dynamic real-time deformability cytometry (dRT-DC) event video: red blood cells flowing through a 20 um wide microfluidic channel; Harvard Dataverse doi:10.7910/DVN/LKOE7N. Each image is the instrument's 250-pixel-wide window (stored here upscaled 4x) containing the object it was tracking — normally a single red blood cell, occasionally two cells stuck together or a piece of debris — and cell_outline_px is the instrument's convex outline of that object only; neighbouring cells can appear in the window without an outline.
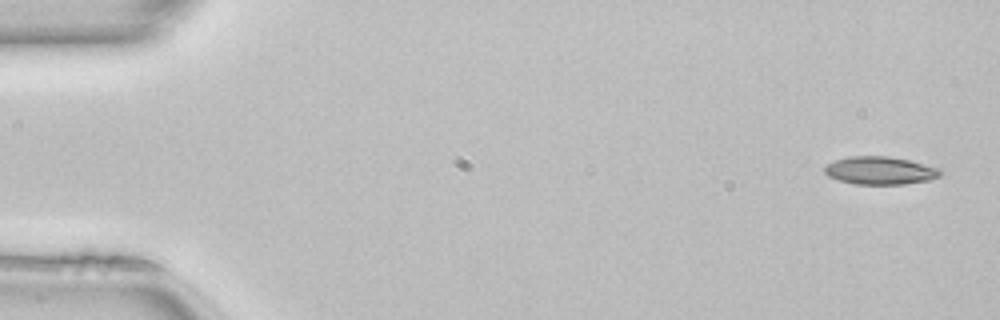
{"species": "common noctule bat (a hibernating species)", "species_latin": "Nyctalus noctula", "temperature_condition": "room temperature", "stored_images_in_passage": 49, "camera_frame_rate_fps": 3000, "um_per_image_px": 0.085, "animal": {"sex": "female", "body_mass_g": 22.7, "forearm_length_mm": 54.2}, "frame": {"image": 1, "passage_image": 1, "time_ms": 0.0, "image_size_px": [1000, 320], "cell_outline_px": [[944, 172], [940, 176], [928, 180], [904, 184], [856, 184], [840, 180], [828, 176], [824, 172], [824, 168], [828, 164], [836, 160], [848, 156], [888, 156], [908, 160], [940, 168]], "centroid_in_image_um": [74.83, 14.49], "position_along_channel_um": 10.2, "area_um2": 18.73}}
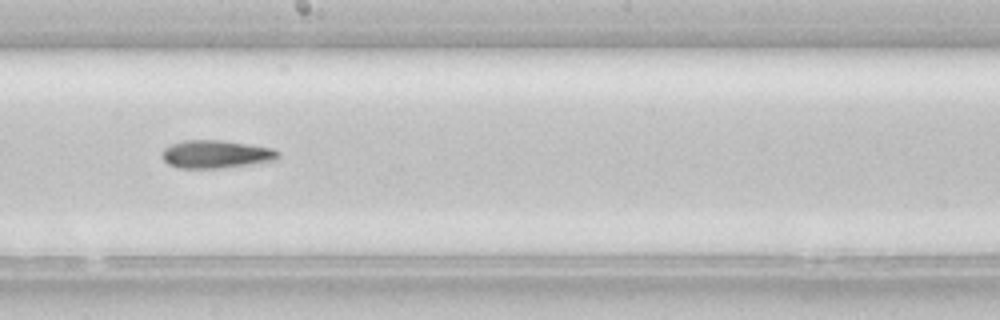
{"frame": {"image": 2, "passage_image": 27, "time_ms": 8.667, "image_size_px": [1000, 320], "cell_outline_px": [[280, 156], [276, 160], [220, 168], [176, 168], [168, 164], [160, 156], [160, 152], [164, 148], [172, 144], [184, 140], [224, 140], [272, 148], [280, 152]], "centroid_in_image_um": [18.32, 13.1], "position_along_channel_um": 229.9, "area_um2": 19.02}}
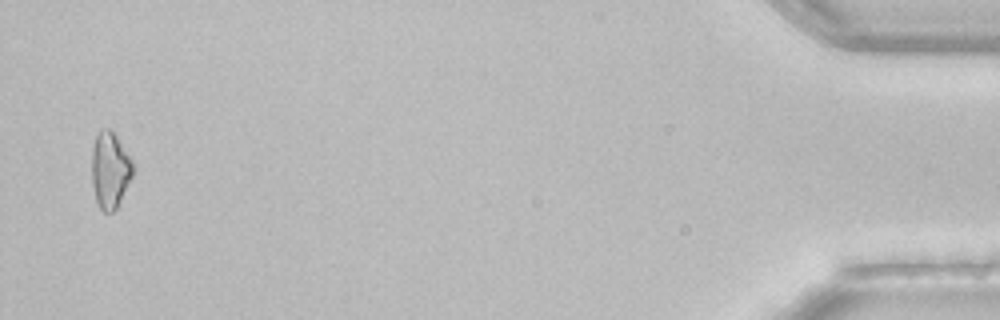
{"frame": {"image": 3, "passage_image": 48, "time_ms": 15.667, "image_size_px": [1000, 320], "cell_outline_px": [[136, 168], [116, 208], [112, 212], [104, 212], [100, 208], [96, 200], [92, 184], [92, 148], [96, 136], [100, 128], [112, 128], [136, 164]], "centroid_in_image_um": [9.38, 14.39], "position_along_channel_um": 425.8, "area_um2": 18.67}, "authors_computed_cell_mechanics": {"area_um2": 18.7272, "velocity_mm_per_s": 4.1057, "shape_relaxation_time_tau1_ms": 9.3006, "shape_relaxation_time_tau2_ms": null, "deformation_change_tau1": 0.1981, "deformation_change_tau2": null}}